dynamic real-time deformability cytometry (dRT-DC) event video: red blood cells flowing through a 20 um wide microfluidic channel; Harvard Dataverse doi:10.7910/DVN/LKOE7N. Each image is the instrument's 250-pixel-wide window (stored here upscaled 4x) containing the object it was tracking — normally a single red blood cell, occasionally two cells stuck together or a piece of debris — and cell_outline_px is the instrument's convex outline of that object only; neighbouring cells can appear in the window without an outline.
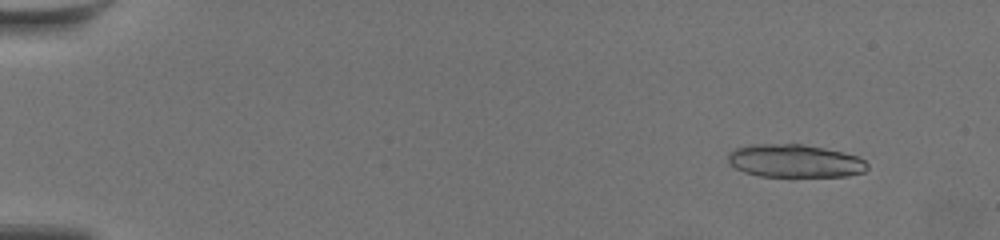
{"species": "common noctule bat (a hibernating species)", "species_latin": "Nyctalus noctula", "temperature_condition": "warm", "stored_images_in_passage": 61, "segment_of_instrument_passage": [1, 2], "camera_frame_rate_fps": 3000, "um_per_image_px": 0.085, "animal": {"sex": "female", "body_mass_g": 19.5, "forearm_length_mm": 54.1}, "frame": {"image": 1, "passage_image": 6, "time_ms": 1.667, "image_size_px": [1000, 240], "cell_outline_px": [[868, 168], [864, 172], [848, 176], [788, 180], [760, 176], [744, 172], [736, 168], [728, 160], [728, 152], [736, 148], [752, 144], [804, 144], [844, 152], [856, 156], [864, 160], [868, 164]], "centroid_in_image_um": [67.59, 13.74], "position_along_channel_um": 17.4, "area_um2": 28.03}}
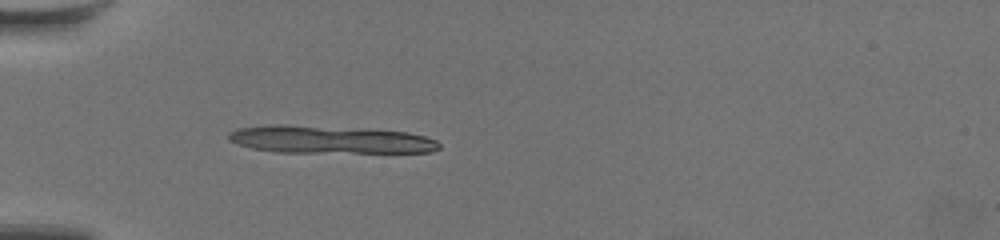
{"frame": {"image": 2, "passage_image": 20, "time_ms": 6.333, "image_size_px": [1000, 240], "cell_outline_px": [[440, 148], [432, 152], [276, 152], [252, 148], [236, 144], [228, 140], [228, 132], [236, 128], [268, 124], [288, 124], [364, 128], [408, 132], [424, 136], [436, 140], [440, 144]], "centroid_in_image_um": [27.99, 11.85], "position_along_channel_um": 57.0, "area_um2": 34.45}}